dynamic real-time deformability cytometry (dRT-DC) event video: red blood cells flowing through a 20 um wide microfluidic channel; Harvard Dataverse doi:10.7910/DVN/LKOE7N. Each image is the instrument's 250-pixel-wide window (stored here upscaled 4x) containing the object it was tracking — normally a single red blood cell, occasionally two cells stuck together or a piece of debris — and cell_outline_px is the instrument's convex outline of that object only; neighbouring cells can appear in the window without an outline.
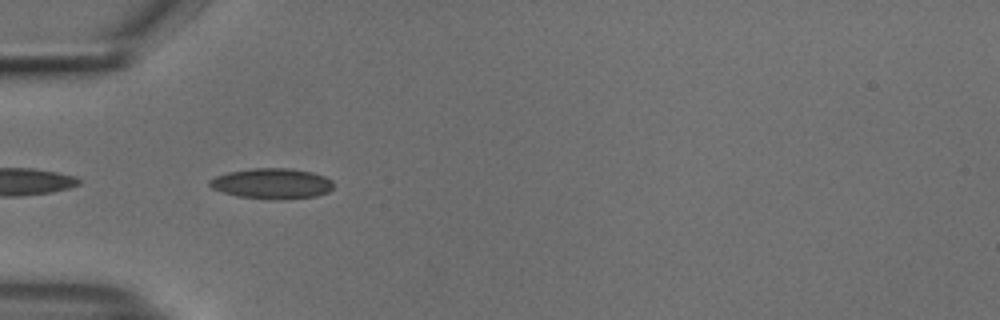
{"species": "common noctule bat (a hibernating species)", "species_latin": "Nyctalus noctula", "temperature_condition": "cold", "stored_images_in_passage": 39, "camera_frame_rate_fps": 3000, "um_per_image_px": 0.085, "animal": {"sex": "male", "body_mass_g": 18.8}, "frame": {"image": 1, "passage_image": 2, "time_ms": 0.333, "image_size_px": [1000, 320], "cell_outline_px": [[332, 188], [328, 192], [316, 196], [280, 200], [236, 196], [212, 188], [208, 184], [208, 180], [216, 176], [228, 172], [252, 168], [292, 168], [312, 172], [324, 176], [332, 180]], "centroid_in_image_um": [23.11, 15.6], "position_along_channel_um": 61.9, "area_um2": 22.08}}
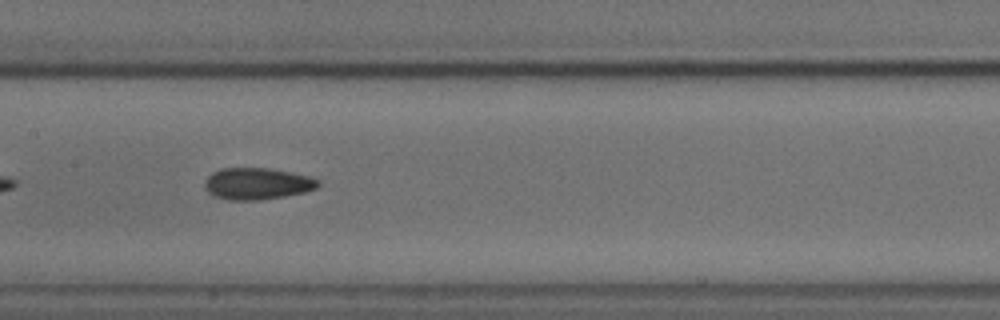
{"frame": {"image": 2, "passage_image": 12, "time_ms": 3.667, "image_size_px": [1000, 320], "cell_outline_px": [[320, 184], [316, 188], [304, 192], [284, 196], [260, 200], [228, 200], [216, 196], [208, 192], [204, 188], [204, 180], [212, 172], [220, 168], [268, 168], [292, 172], [308, 176], [320, 180]], "centroid_in_image_um": [21.84, 15.6], "position_along_channel_um": 185.6, "area_um2": 21.04}}
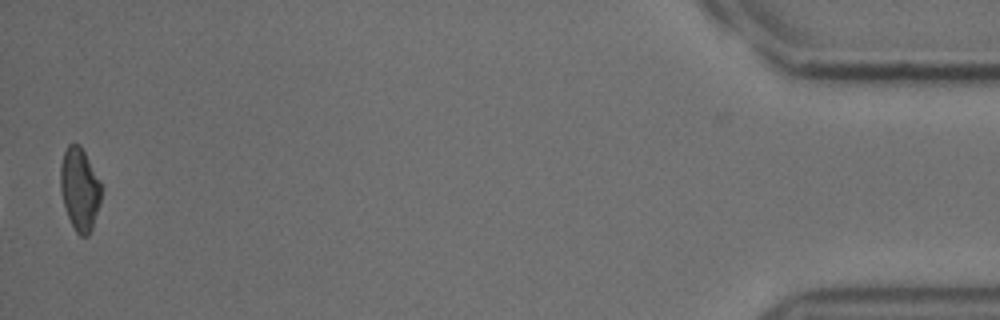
{"frame": {"image": 3, "passage_image": 38, "time_ms": 12.333, "image_size_px": [1000, 320], "cell_outline_px": [[104, 188], [100, 204], [92, 228], [88, 236], [80, 236], [76, 232], [68, 216], [64, 204], [60, 188], [60, 164], [64, 152], [68, 144], [80, 144], [100, 180]], "centroid_in_image_um": [6.8, 16.06], "position_along_channel_um": 428.4, "area_um2": 19.88}, "authors_computed_cell_mechanics": {"area_um2": 20.1144, "velocity_mm_per_s": 3.7864, "shape_relaxation_time_tau1_ms": 9.3511, "shape_relaxation_time_tau2_ms": 2.7837, "deformation_change_tau1": 0.1651, "deformation_change_tau2": 0.0843}}